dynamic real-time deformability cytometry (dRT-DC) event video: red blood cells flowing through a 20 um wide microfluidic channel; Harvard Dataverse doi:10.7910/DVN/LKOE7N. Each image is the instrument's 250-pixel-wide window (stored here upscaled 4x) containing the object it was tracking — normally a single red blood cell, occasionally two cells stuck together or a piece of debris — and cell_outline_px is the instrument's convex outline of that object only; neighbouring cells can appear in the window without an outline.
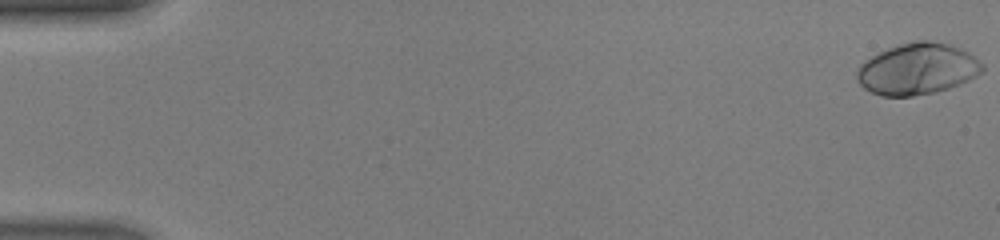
{"species": "human", "species_latin": "Homo sapiens", "temperature_condition": "warm", "stored_images_in_passage": 47, "camera_frame_rate_fps": 3000, "um_per_image_px": 0.085, "donor": {"sex": "male"}, "frame": {"image": 1, "passage_image": 1, "time_ms": 0.0, "image_size_px": [1000, 240], "cell_outline_px": [[984, 72], [960, 84], [936, 92], [912, 96], [880, 96], [864, 88], [856, 80], [856, 68], [864, 60], [888, 48], [912, 40], [928, 40], [948, 44], [968, 52], [984, 64]], "centroid_in_image_um": [77.96, 5.86], "position_along_channel_um": 7.0, "area_um2": 37.74}}
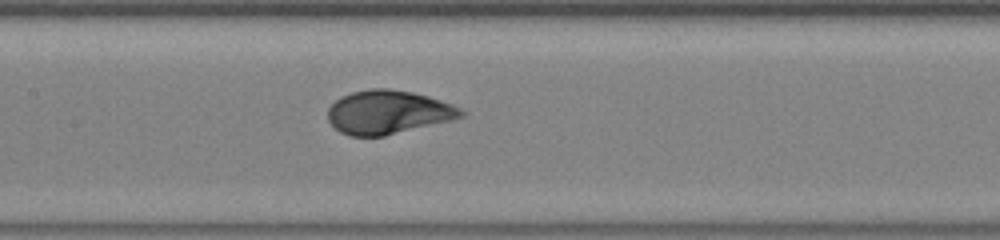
{"frame": {"image": 2, "passage_image": 24, "time_ms": 7.667, "image_size_px": [1000, 240], "cell_outline_px": [[464, 116], [452, 120], [384, 136], [352, 136], [340, 132], [328, 120], [328, 108], [340, 96], [352, 92], [372, 88], [388, 88], [412, 92], [428, 96], [452, 104], [460, 108], [464, 112]], "centroid_in_image_um": [32.98, 9.53], "position_along_channel_um": 174.4, "area_um2": 33.81}}
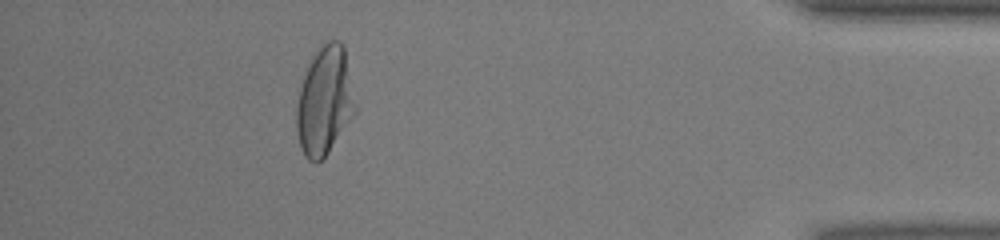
{"frame": {"image": 3, "passage_image": 43, "time_ms": 14.0, "image_size_px": [1000, 240], "cell_outline_px": [[356, 112], [328, 152], [316, 164], [308, 160], [304, 156], [300, 148], [296, 132], [296, 104], [300, 88], [308, 64], [324, 40], [340, 40], [344, 48], [356, 104]], "centroid_in_image_um": [27.57, 8.59], "position_along_channel_um": 407.6, "area_um2": 37.11}, "authors_computed_cell_mechanics": {"area_um2": 34.6222, "velocity_mm_per_s": 4.4422, "shape_relaxation_time_tau1_ms": 2.438, "shape_relaxation_time_tau2_ms": null, "deformation_change_tau1": 0.185, "deformation_change_tau2": null}}